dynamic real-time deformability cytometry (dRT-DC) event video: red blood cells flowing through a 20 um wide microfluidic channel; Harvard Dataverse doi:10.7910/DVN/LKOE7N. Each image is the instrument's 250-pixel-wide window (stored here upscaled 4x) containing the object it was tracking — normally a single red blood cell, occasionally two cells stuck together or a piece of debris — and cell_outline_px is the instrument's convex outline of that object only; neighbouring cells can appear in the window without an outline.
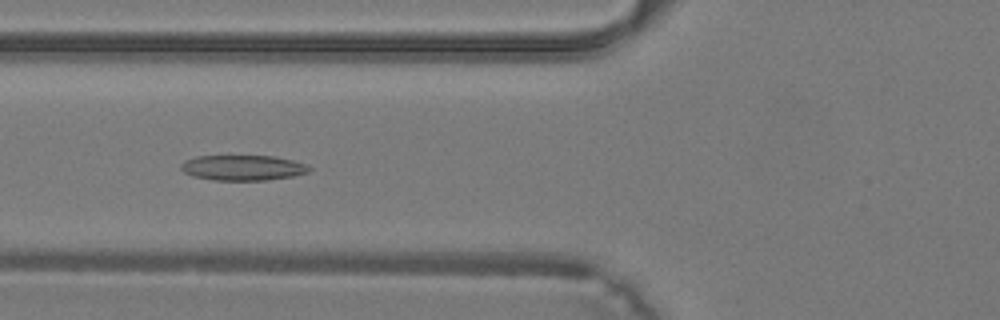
{"species": "common noctule bat (a hibernating species)", "species_latin": "Nyctalus noctula", "temperature_condition": "warm", "stored_images_in_passage": 40, "camera_frame_rate_fps": 3000, "um_per_image_px": 0.085, "animal": {"sex": "male", "body_mass_g": 19.2, "forearm_length_mm": 51.8}, "frame": {"image": 1, "passage_image": 16, "time_ms": 5.0, "image_size_px": [1000, 320], "cell_outline_px": [[312, 168], [308, 172], [292, 176], [268, 180], [212, 180], [192, 176], [184, 172], [180, 168], [180, 164], [184, 160], [196, 156], [272, 156], [292, 160], [304, 164]], "centroid_in_image_um": [20.59, 14.26], "position_along_channel_um": 105.2, "area_um2": 18.9}}
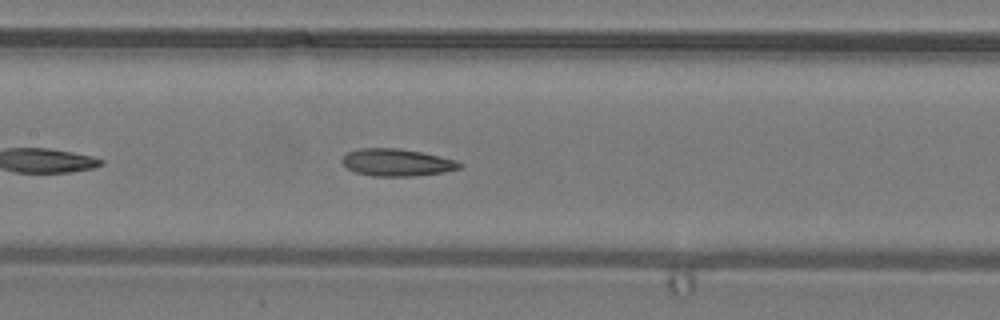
{"frame": {"image": 2, "passage_image": 20, "time_ms": 6.333, "image_size_px": [1000, 320], "cell_outline_px": [[464, 164], [460, 168], [444, 172], [416, 176], [372, 176], [356, 172], [348, 168], [340, 160], [348, 152], [360, 148], [400, 148], [440, 156], [456, 160]], "centroid_in_image_um": [33.75, 13.81], "position_along_channel_um": 173.6, "area_um2": 18.67}}
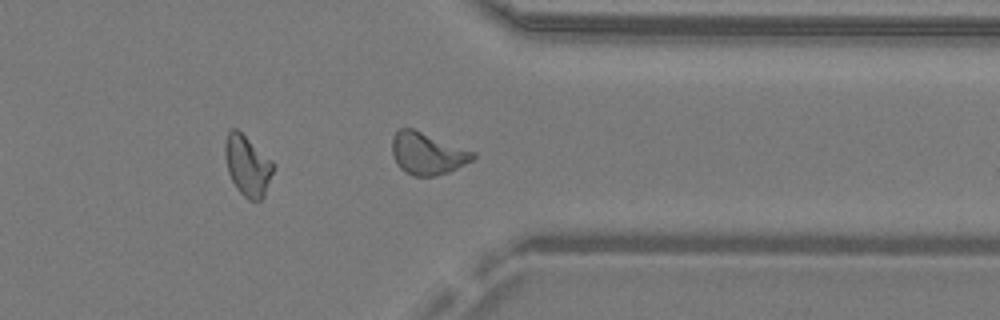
{"frame": {"image": 3, "passage_image": 32, "time_ms": 10.333, "image_size_px": [1000, 320], "cell_outline_px": [[476, 156], [472, 160], [448, 172], [432, 176], [412, 176], [404, 172], [396, 164], [392, 156], [392, 136], [400, 128], [412, 128], [476, 152]], "centroid_in_image_um": [36.29, 13.05], "position_along_channel_um": 375.1, "area_um2": 19.83}}